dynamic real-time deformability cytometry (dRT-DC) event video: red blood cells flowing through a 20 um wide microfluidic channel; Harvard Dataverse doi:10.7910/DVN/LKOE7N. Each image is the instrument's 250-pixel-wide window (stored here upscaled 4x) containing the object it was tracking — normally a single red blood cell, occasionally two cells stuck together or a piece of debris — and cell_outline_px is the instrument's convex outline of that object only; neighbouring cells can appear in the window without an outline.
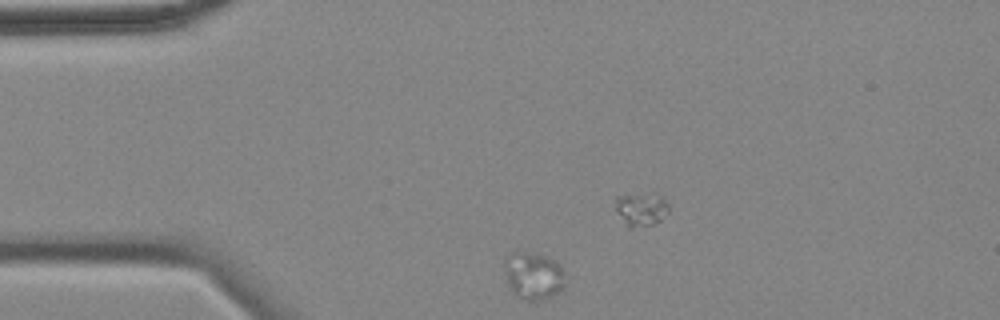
{"species": "common noctule bat (a hibernating species)", "species_latin": "Nyctalus noctula", "temperature_condition": "cold", "stored_images_in_passage": 60, "camera_frame_rate_fps": 3000, "um_per_image_px": 0.085, "animal": {"sex": "female", "body_mass_g": 18.4}, "frame": {"image": 1, "passage_image": 12, "time_ms": 3.667, "image_size_px": [1000, 320], "cell_outline_px": [[564, 284], [556, 292], [540, 300], [524, 300], [512, 292], [508, 284], [504, 272], [504, 260], [512, 252], [524, 252], [544, 256], [556, 260], [564, 272]], "centroid_in_image_um": [45.3, 23.42], "position_along_channel_um": 39.7, "area_um2": 16.47}}
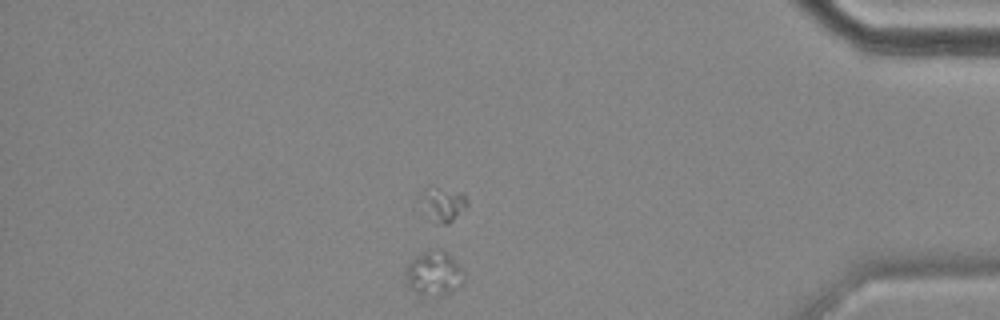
{"frame": {"image": 2, "passage_image": 52, "time_ms": 17.0, "image_size_px": [1000, 320], "cell_outline_px": [[464, 280], [456, 288], [440, 296], [416, 296], [408, 288], [404, 276], [404, 268], [416, 256], [428, 248], [440, 248], [448, 252], [464, 268]], "centroid_in_image_um": [36.84, 23.23], "position_along_channel_um": 398.4, "area_um2": 15.95}}
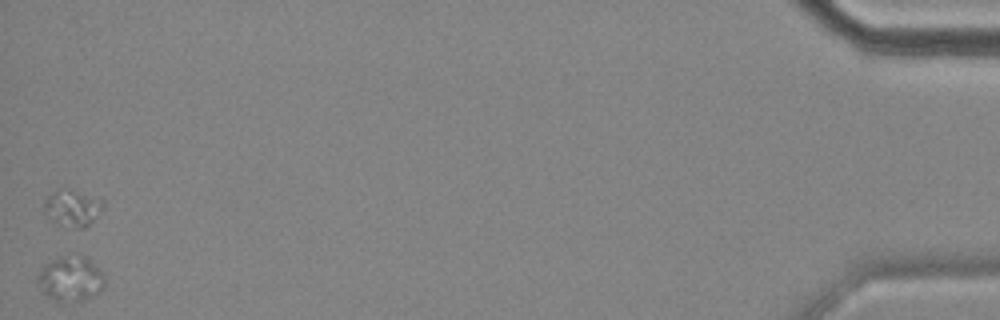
{"frame": {"image": 3, "passage_image": 60, "time_ms": 19.667, "image_size_px": [1000, 320], "cell_outline_px": [[104, 284], [100, 292], [84, 300], [52, 300], [40, 292], [36, 284], [36, 276], [44, 264], [60, 256], [80, 252], [88, 256], [104, 272]], "centroid_in_image_um": [5.99, 23.63], "position_along_channel_um": 429.2, "area_um2": 18.32}}